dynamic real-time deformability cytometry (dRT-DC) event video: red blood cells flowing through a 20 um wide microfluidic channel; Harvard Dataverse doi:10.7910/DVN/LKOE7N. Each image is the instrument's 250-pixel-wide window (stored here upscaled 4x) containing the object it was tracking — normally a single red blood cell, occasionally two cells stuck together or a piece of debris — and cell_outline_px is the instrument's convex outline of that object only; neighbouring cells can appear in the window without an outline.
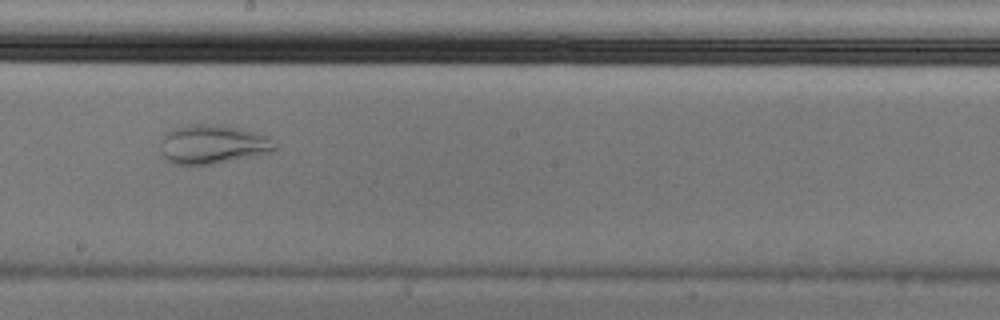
{"species": "Egyptian fruit bat (a non-hibernating species)", "species_latin": "Rousettus aegyptiacus", "temperature_condition": "cold", "stored_images_in_passage": 7, "camera_frame_rate_fps": 3000, "um_per_image_px": 0.085, "animal": {"sex": "male"}, "frame": {"image": 1, "passage_image": 5, "time_ms": 1.333, "image_size_px": [1000, 320], "cell_outline_px": [[276, 148], [272, 152], [212, 164], [172, 164], [164, 160], [160, 152], [160, 140], [168, 132], [176, 128], [188, 124], [220, 124], [240, 128], [256, 132], [268, 136]], "centroid_in_image_um": [18.03, 12.26], "position_along_channel_um": 230.2, "area_um2": 26.07}}